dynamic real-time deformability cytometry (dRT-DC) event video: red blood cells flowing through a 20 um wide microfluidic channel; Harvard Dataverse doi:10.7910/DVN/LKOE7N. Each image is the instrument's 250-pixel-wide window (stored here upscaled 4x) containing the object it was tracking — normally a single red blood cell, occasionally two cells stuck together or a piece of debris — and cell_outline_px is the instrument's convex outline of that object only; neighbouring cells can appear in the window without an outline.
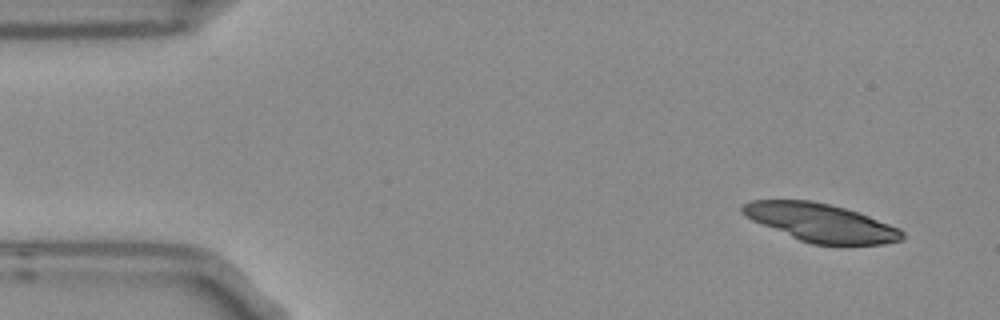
{"species": "Egyptian fruit bat (a non-hibernating species)", "species_latin": "Rousettus aegyptiacus", "temperature_condition": "room temperature", "stored_images_in_passage": 4, "camera_frame_rate_fps": 3000, "um_per_image_px": 0.085, "frame": {"image": 1, "passage_image": 1, "time_ms": 0.0, "image_size_px": [1000, 320], "cell_outline_px": [[904, 240], [884, 244], [812, 244], [800, 240], [752, 220], [744, 216], [740, 212], [740, 208], [744, 204], [752, 200], [812, 200], [860, 212], [900, 228], [904, 232]], "centroid_in_image_um": [69.8, 18.92], "position_along_channel_um": 15.2, "area_um2": 35.43}}